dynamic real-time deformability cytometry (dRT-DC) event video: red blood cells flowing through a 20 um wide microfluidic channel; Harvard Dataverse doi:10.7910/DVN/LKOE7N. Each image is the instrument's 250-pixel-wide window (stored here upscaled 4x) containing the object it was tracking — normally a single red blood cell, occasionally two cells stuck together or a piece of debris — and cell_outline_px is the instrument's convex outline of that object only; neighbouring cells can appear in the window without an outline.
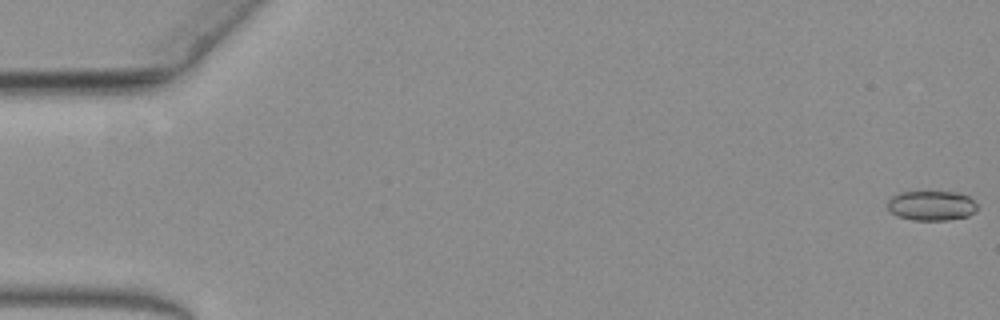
{"species": "common noctule bat (a hibernating species)", "species_latin": "Nyctalus noctula", "temperature_condition": "warm", "stored_images_in_passage": 62, "camera_frame_rate_fps": 3000, "um_per_image_px": 0.085, "animal": {"sex": "female", "body_mass_g": 19.3, "forearm_length_mm": 54.1}, "frame": {"image": 1, "passage_image": 1, "time_ms": 0.0, "image_size_px": [1000, 320], "cell_outline_px": [[976, 212], [968, 216], [948, 220], [912, 220], [896, 216], [888, 208], [888, 200], [892, 196], [900, 192], [956, 192], [968, 196], [976, 204]], "centroid_in_image_um": [79.17, 17.48], "position_along_channel_um": 5.8, "area_um2": 15.55}}
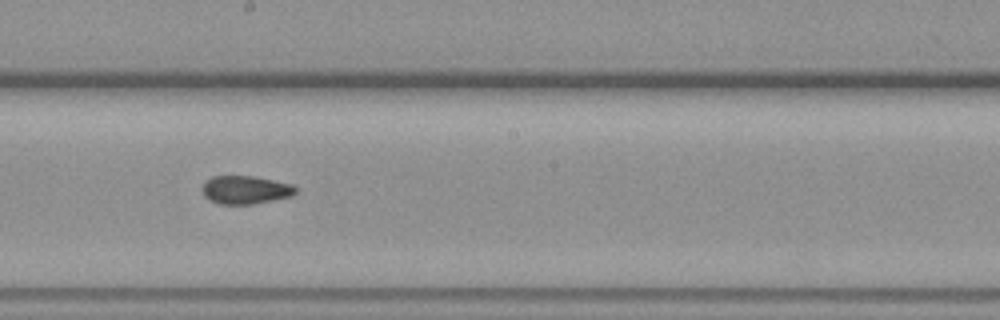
{"frame": {"image": 2, "passage_image": 35, "time_ms": 11.333, "image_size_px": [1000, 320], "cell_outline_px": [[296, 192], [292, 196], [252, 204], [220, 204], [208, 200], [204, 196], [200, 188], [204, 180], [212, 176], [252, 176], [292, 184], [296, 188]], "centroid_in_image_um": [20.79, 16.13], "position_along_channel_um": 227.4, "area_um2": 15.49}}
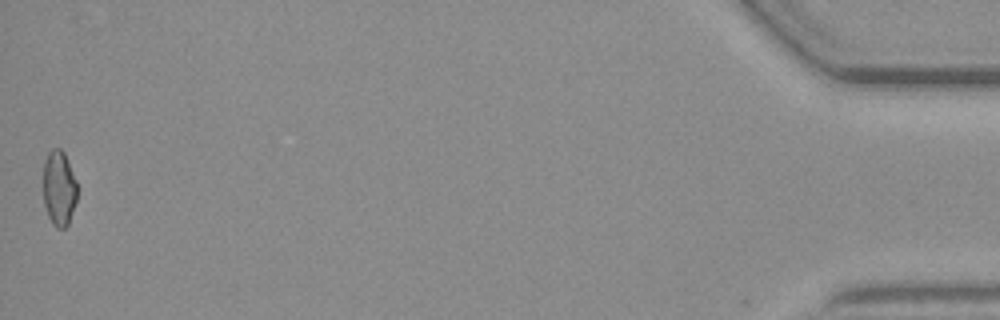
{"frame": {"image": 3, "passage_image": 62, "time_ms": 20.333, "image_size_px": [1000, 320], "cell_outline_px": [[76, 200], [68, 224], [64, 228], [56, 228], [52, 224], [48, 216], [44, 204], [44, 160], [48, 152], [52, 148], [60, 148], [64, 152], [76, 180]], "centroid_in_image_um": [5.01, 15.99], "position_along_channel_um": 430.2, "area_um2": 14.8}}